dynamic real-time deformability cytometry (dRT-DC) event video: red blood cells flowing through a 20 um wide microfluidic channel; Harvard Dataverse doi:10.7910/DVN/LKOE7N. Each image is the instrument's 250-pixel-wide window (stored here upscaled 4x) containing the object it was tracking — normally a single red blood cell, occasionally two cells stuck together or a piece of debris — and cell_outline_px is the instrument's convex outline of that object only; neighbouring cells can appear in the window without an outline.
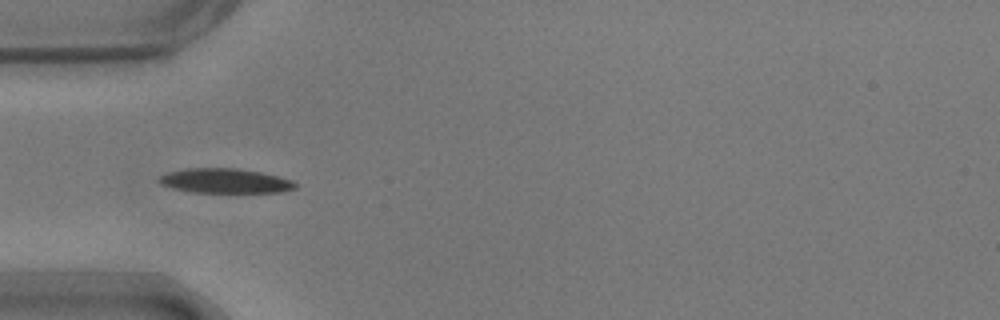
{"species": "common noctule bat (a hibernating species)", "species_latin": "Nyctalus noctula", "temperature_condition": "warm", "stored_images_in_passage": 24, "camera_frame_rate_fps": 3000, "um_per_image_px": 0.085, "animal": {"sex": "male", "body_mass_g": 17.9}, "frame": {"image": 1, "passage_image": 4, "time_ms": 1.0, "image_size_px": [1000, 320], "cell_outline_px": [[296, 188], [280, 192], [188, 192], [160, 184], [156, 180], [160, 176], [168, 172], [188, 168], [236, 168], [260, 172], [292, 180], [296, 184]], "centroid_in_image_um": [19.09, 15.37], "position_along_channel_um": 65.9, "area_um2": 19.42}}
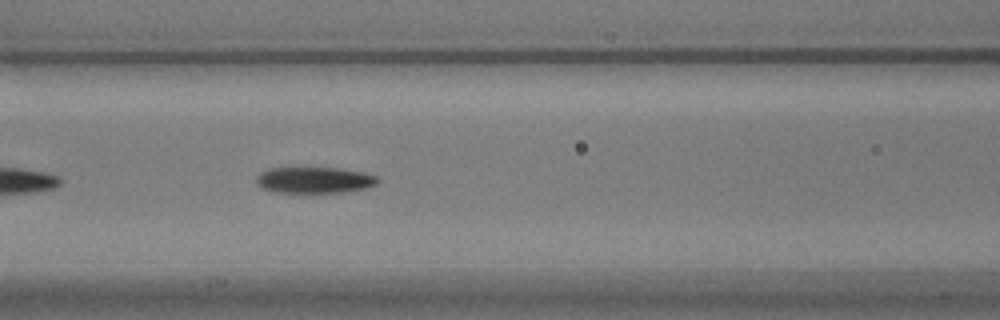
{"frame": {"image": 2, "passage_image": 10, "time_ms": 3.0, "image_size_px": [1000, 320], "cell_outline_px": [[380, 180], [376, 184], [364, 188], [340, 192], [276, 192], [260, 188], [256, 184], [256, 176], [260, 172], [268, 168], [344, 168], [364, 172], [376, 176]], "centroid_in_image_um": [26.69, 15.29], "position_along_channel_um": 139.9, "area_um2": 18.55}}
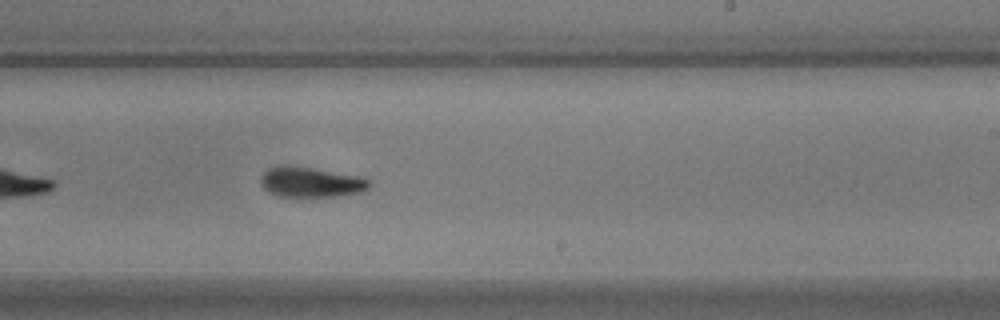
{"frame": {"image": 3, "passage_image": 20, "time_ms": 6.333, "image_size_px": [1000, 320], "cell_outline_px": [[372, 184], [368, 188], [360, 192], [332, 196], [280, 196], [268, 192], [260, 184], [260, 176], [268, 168], [280, 164], [288, 164], [312, 168], [356, 176], [372, 180]], "centroid_in_image_um": [26.36, 15.46], "position_along_channel_um": 262.6, "area_um2": 19.07}}